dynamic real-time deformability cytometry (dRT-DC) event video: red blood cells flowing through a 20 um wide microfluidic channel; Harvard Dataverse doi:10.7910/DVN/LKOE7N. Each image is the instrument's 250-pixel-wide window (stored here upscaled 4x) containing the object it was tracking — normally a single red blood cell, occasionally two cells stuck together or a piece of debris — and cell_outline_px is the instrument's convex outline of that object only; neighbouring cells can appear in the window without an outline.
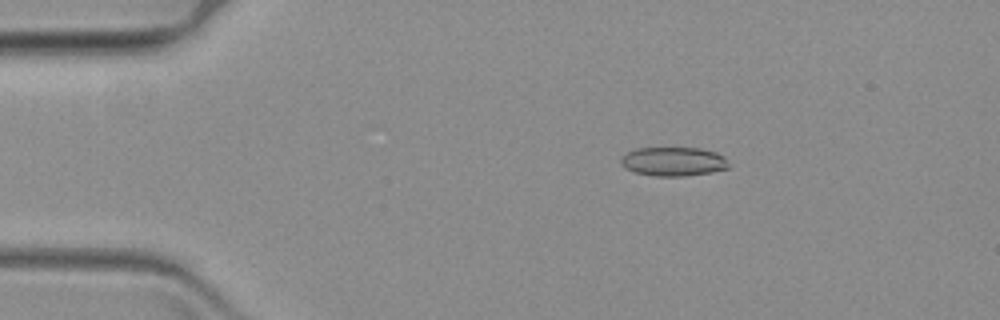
{"species": "common noctule bat (a hibernating species)", "species_latin": "Nyctalus noctula", "temperature_condition": "warm", "stored_images_in_passage": 54, "camera_frame_rate_fps": 3000, "um_per_image_px": 0.085, "animal": {"sex": "female", "body_mass_g": 19.3, "forearm_length_mm": 54.1}, "frame": {"image": 1, "passage_image": 2, "time_ms": 0.333, "image_size_px": [1000, 320], "cell_outline_px": [[728, 168], [712, 172], [684, 176], [656, 176], [636, 172], [624, 168], [620, 164], [620, 156], [636, 148], [700, 148], [716, 152], [724, 156], [728, 164]], "centroid_in_image_um": [57.21, 13.72], "position_along_channel_um": 27.8, "area_um2": 18.26}}
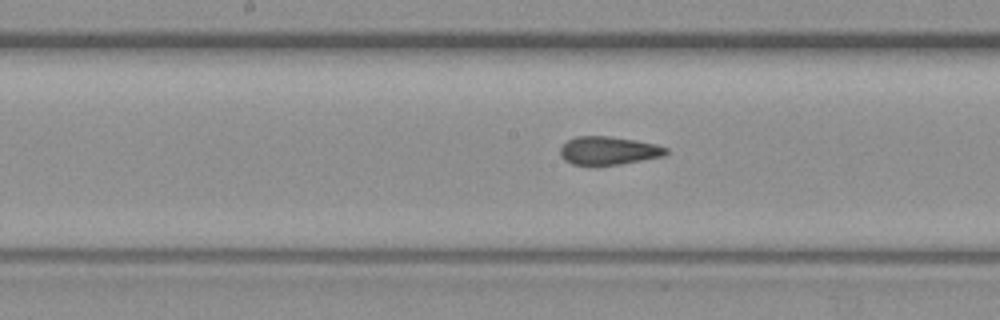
{"frame": {"image": 2, "passage_image": 23, "time_ms": 7.333, "image_size_px": [1000, 320], "cell_outline_px": [[668, 152], [664, 156], [620, 164], [596, 168], [572, 164], [564, 160], [560, 156], [560, 148], [568, 140], [576, 136], [608, 136], [636, 140], [656, 144], [668, 148]], "centroid_in_image_um": [51.69, 12.84], "position_along_channel_um": 196.5, "area_um2": 17.98}}
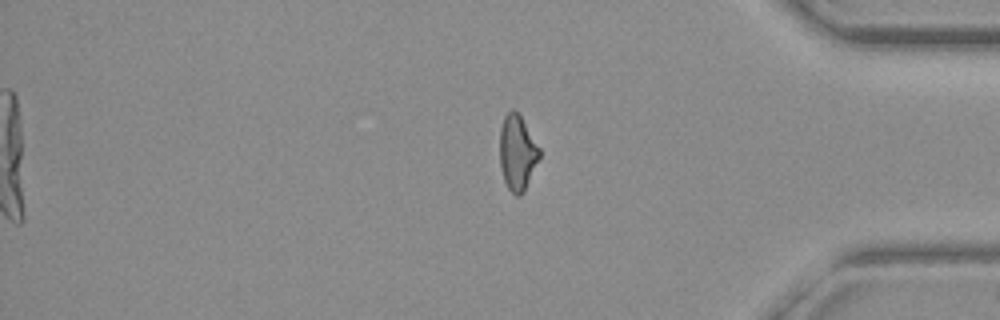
{"frame": {"image": 3, "passage_image": 43, "time_ms": 14.0, "image_size_px": [1000, 320], "cell_outline_px": [[540, 156], [524, 192], [520, 196], [516, 196], [508, 188], [504, 180], [500, 168], [500, 128], [504, 116], [512, 108], [520, 116], [540, 148]], "centroid_in_image_um": [43.96, 12.99], "position_along_channel_um": 391.2, "area_um2": 17.28}}